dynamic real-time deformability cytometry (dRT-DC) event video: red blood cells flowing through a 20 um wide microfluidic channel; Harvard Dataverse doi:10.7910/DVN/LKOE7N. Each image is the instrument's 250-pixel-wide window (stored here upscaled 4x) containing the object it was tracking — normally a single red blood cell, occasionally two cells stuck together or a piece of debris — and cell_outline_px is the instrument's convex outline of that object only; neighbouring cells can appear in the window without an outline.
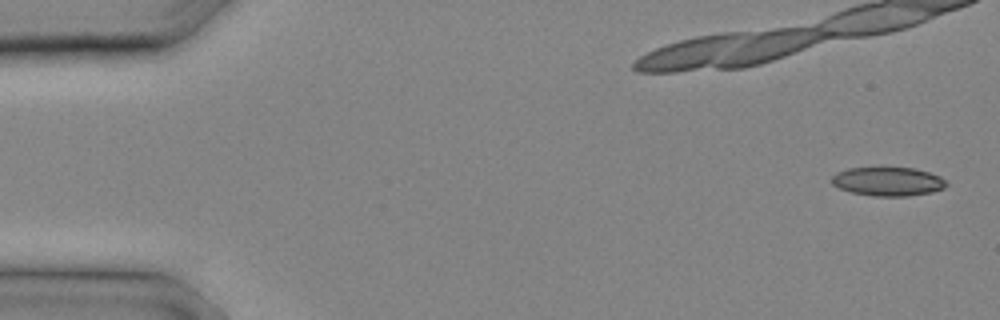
{"species": "common noctule bat (a hibernating species)", "species_latin": "Nyctalus noctula", "temperature_condition": "cold", "stored_images_in_passage": 10, "camera_frame_rate_fps": 3000, "um_per_image_px": 0.085, "animal": {"sex": "male", "body_mass_g": 20.4}, "frame": {"image": 1, "passage_image": 1, "time_ms": 0.0, "image_size_px": [1000, 320], "cell_outline_px": [[948, 184], [944, 188], [932, 192], [908, 196], [872, 196], [852, 192], [840, 188], [832, 184], [832, 176], [836, 172], [848, 168], [916, 168], [940, 176]], "centroid_in_image_um": [75.48, 15.43], "position_along_channel_um": 9.5, "area_um2": 19.19}}